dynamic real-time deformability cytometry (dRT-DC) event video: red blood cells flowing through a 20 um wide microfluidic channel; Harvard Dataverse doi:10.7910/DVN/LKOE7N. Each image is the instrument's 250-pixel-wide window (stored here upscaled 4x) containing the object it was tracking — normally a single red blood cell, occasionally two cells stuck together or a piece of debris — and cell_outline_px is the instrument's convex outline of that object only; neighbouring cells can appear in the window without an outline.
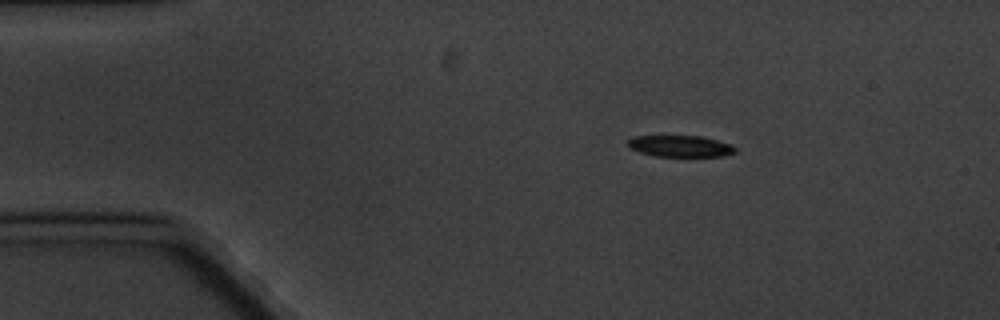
{"species": "common noctule bat (a hibernating species)", "species_latin": "Nyctalus noctula", "temperature_condition": "cold", "stored_images_in_passage": 4, "camera_frame_rate_fps": 3000, "um_per_image_px": 0.085, "animal": {"sex": "male", "body_mass_g": 20.1, "forearm_length_mm": 53.5}, "frame": {"image": 1, "passage_image": 2, "time_ms": 1.333, "image_size_px": [1000, 320], "cell_outline_px": [[736, 152], [724, 156], [656, 156], [640, 152], [628, 148], [628, 140], [632, 136], [700, 136], [732, 144], [736, 148]], "centroid_in_image_um": [57.82, 12.42], "position_along_channel_um": 27.2, "area_um2": 13.41}}